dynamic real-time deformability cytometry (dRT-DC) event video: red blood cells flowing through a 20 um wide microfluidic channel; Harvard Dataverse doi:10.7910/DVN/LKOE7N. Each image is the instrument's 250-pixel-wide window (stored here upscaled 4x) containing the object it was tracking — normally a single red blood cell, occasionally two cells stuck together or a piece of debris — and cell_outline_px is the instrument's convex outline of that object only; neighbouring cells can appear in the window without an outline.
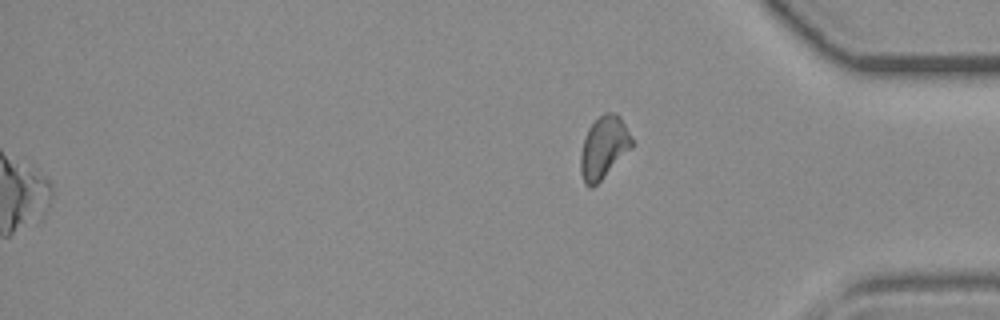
{"species": "common noctule bat (a hibernating species)", "species_latin": "Nyctalus noctula", "temperature_condition": "room temperature", "stored_images_in_passage": 35, "segment_of_instrument_passage": [2, 2], "camera_frame_rate_fps": 3000, "um_per_image_px": 0.085, "animal": {"sex": "female", "body_mass_g": 19.3, "forearm_length_mm": 54.1}, "frame": {"image": 1, "passage_image": 35, "time_ms": 11.333, "image_size_px": [1000, 320], "cell_outline_px": [[632, 148], [592, 188], [588, 188], [584, 184], [580, 172], [580, 152], [584, 136], [588, 128], [604, 112], [616, 112], [620, 116], [632, 136]], "centroid_in_image_um": [51.3, 12.53], "position_along_channel_um": 383.9, "area_um2": 18.73}}